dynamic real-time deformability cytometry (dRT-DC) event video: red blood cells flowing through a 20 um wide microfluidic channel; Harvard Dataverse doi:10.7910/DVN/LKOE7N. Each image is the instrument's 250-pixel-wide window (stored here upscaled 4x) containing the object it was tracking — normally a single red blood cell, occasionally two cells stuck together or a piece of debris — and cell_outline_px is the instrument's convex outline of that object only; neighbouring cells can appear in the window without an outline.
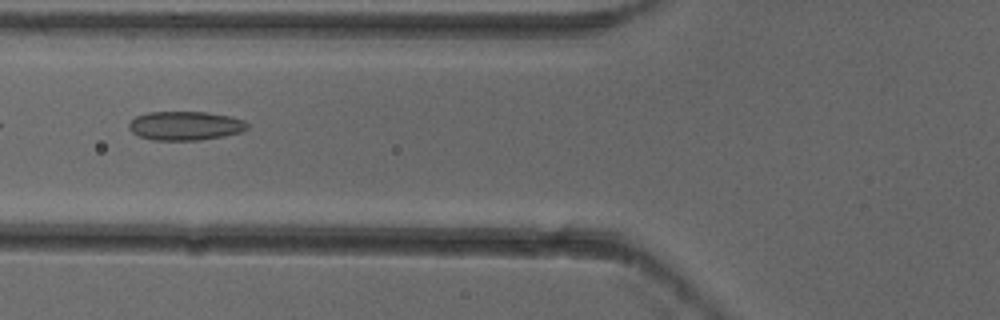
{"species": "common noctule bat (a hibernating species)", "species_latin": "Nyctalus noctula", "temperature_condition": "cold", "stored_images_in_passage": 3, "camera_frame_rate_fps": 3000, "um_per_image_px": 0.085, "animal": {"sex": "female"}, "frame": {"image": 1, "passage_image": 3, "time_ms": 0.667, "image_size_px": [1000, 320], "cell_outline_px": [[248, 128], [240, 132], [224, 136], [200, 140], [152, 140], [140, 136], [132, 132], [128, 128], [128, 124], [136, 116], [148, 112], [204, 112], [228, 116], [244, 120], [248, 124]], "centroid_in_image_um": [15.73, 10.69], "position_along_channel_um": 110.1, "area_um2": 19.88}}